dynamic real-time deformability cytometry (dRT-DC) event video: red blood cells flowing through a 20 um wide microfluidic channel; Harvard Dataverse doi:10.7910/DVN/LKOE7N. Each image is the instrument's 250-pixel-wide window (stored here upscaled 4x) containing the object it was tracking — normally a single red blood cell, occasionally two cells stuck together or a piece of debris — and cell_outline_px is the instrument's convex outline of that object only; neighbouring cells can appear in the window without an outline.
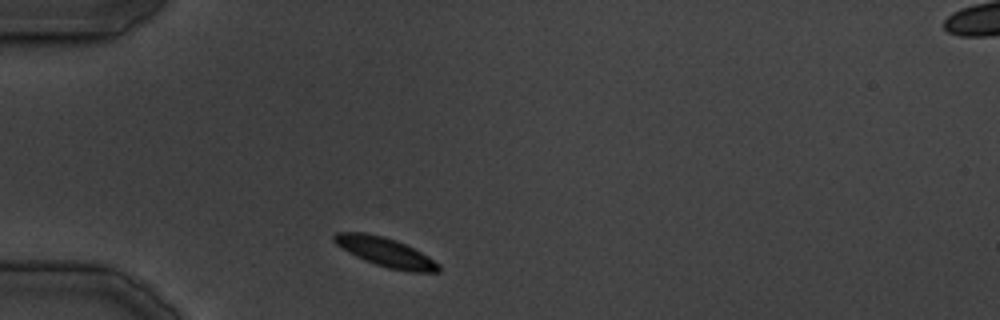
{"species": "common noctule bat (a hibernating species)", "species_latin": "Nyctalus noctula", "temperature_condition": "cold", "stored_images_in_passage": 27, "camera_frame_rate_fps": 3000, "um_per_image_px": 0.085, "animal": {"sex": "male", "body_mass_g": 19.5, "forearm_length_mm": 54.6}, "frame": {"image": 1, "passage_image": 1, "time_ms": 0.0, "image_size_px": [1000, 320], "cell_outline_px": [[440, 272], [408, 272], [388, 268], [364, 260], [348, 252], [336, 244], [332, 240], [332, 236], [336, 232], [364, 232], [384, 236], [396, 240], [428, 256], [440, 264]], "centroid_in_image_um": [32.75, 21.43], "position_along_channel_um": 52.2, "area_um2": 17.74}}
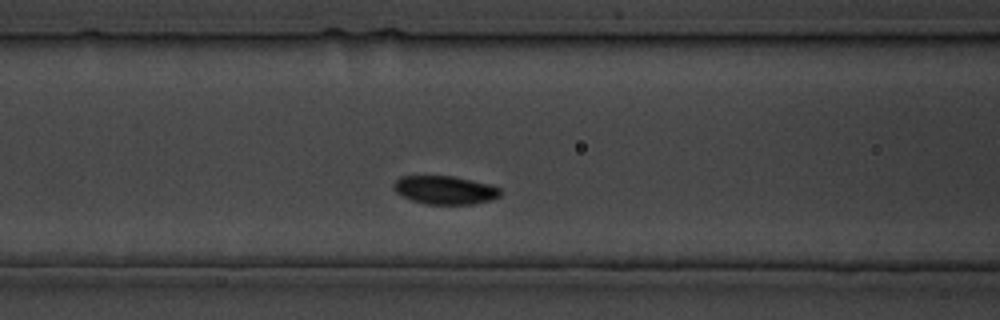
{"frame": {"image": 2, "passage_image": 7, "time_ms": 6.667, "image_size_px": [1000, 320], "cell_outline_px": [[500, 196], [492, 200], [472, 204], [428, 204], [412, 200], [396, 192], [392, 184], [400, 176], [452, 176], [472, 180], [488, 184], [500, 188]], "centroid_in_image_um": [37.82, 16.15], "position_along_channel_um": 128.8, "area_um2": 17.51}}
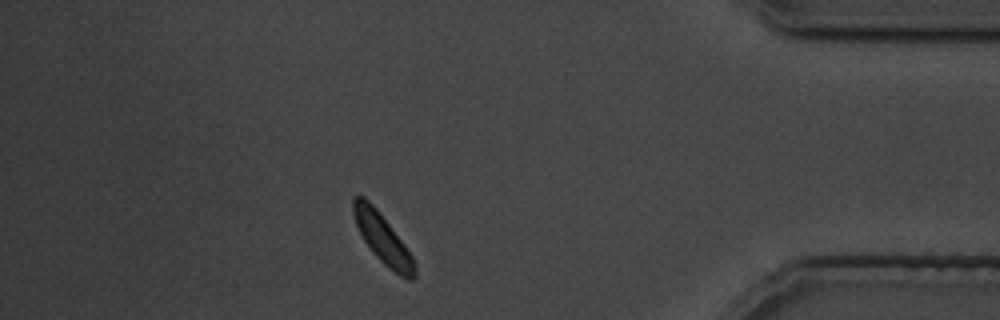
{"frame": {"image": 3, "passage_image": 23, "time_ms": 28.667, "image_size_px": [1000, 320], "cell_outline_px": [[416, 276], [412, 280], [408, 280], [400, 276], [388, 268], [372, 252], [364, 240], [356, 224], [352, 212], [352, 196], [364, 196], [380, 212], [412, 256], [416, 264]], "centroid_in_image_um": [32.52, 20.29], "position_along_channel_um": 402.7, "area_um2": 17.57}}